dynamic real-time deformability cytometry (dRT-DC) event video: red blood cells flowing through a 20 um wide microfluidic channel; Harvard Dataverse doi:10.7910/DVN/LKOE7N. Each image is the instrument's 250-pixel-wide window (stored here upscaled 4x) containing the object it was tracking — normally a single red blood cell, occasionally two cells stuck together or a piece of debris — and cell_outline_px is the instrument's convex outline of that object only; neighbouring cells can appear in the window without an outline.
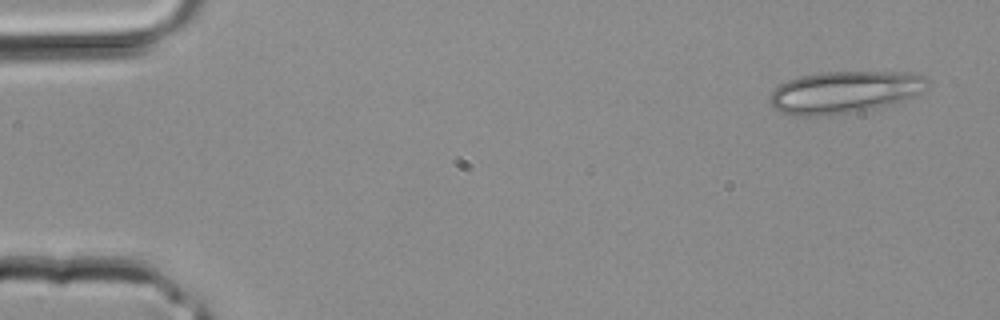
{"species": "common noctule bat (a hibernating species)", "species_latin": "Nyctalus noctula", "temperature_condition": "room temperature", "stored_images_in_passage": 3, "camera_frame_rate_fps": 3000, "um_per_image_px": 0.085, "animal": {"sex": "male", "body_mass_g": 20.4}, "frame": {"image": 1, "passage_image": 1, "time_ms": 0.0, "image_size_px": [1000, 320], "cell_outline_px": [[928, 88], [904, 100], [860, 112], [828, 116], [792, 116], [780, 112], [768, 100], [768, 96], [780, 84], [788, 80], [800, 76], [820, 72], [908, 72], [924, 76], [928, 80]], "centroid_in_image_um": [71.76, 7.84], "position_along_channel_um": 13.2, "area_um2": 39.02}}